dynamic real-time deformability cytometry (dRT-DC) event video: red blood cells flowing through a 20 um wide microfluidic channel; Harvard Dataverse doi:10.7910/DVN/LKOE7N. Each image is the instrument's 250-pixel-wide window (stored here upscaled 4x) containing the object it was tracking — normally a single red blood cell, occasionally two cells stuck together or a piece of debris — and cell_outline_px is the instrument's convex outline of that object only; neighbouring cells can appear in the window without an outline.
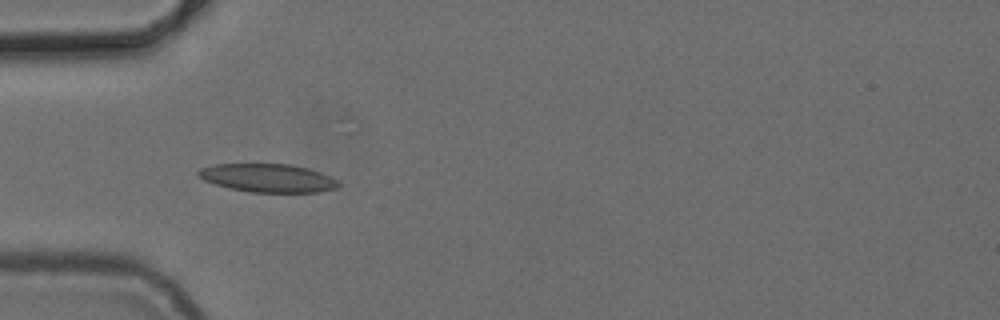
{"species": "common noctule bat (a hibernating species)", "species_latin": "Nyctalus noctula", "temperature_condition": "cold", "stored_images_in_passage": 5, "camera_frame_rate_fps": 3000, "um_per_image_px": 0.085, "animal": {"sex": "female", "body_mass_g": 24.6, "forearm_length_mm": 56.2}, "frame": {"image": 1, "passage_image": 4, "time_ms": 3.667, "image_size_px": [1000, 320], "cell_outline_px": [[340, 184], [336, 188], [316, 192], [248, 192], [228, 188], [204, 180], [196, 176], [196, 172], [200, 168], [212, 164], [288, 164], [308, 168], [320, 172], [336, 180]], "centroid_in_image_um": [22.7, 15.12], "position_along_channel_um": 62.3, "area_um2": 23.12}}
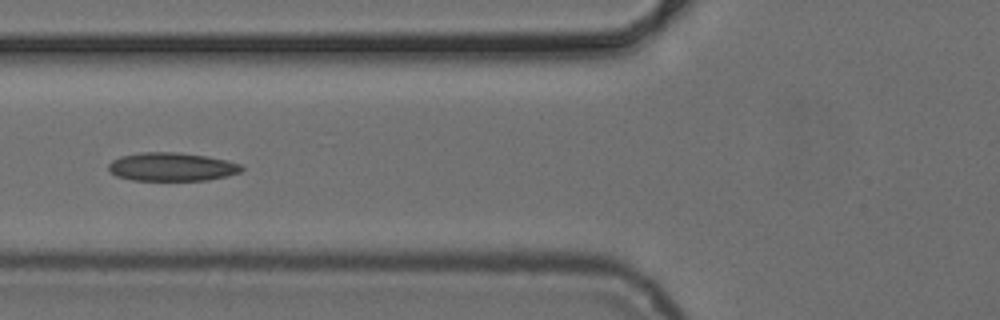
{"frame": {"image": 2, "passage_image": 5, "time_ms": 5.0, "image_size_px": [1000, 320], "cell_outline_px": [[244, 168], [240, 172], [228, 176], [208, 180], [132, 180], [116, 176], [108, 168], [108, 164], [112, 160], [120, 156], [140, 152], [180, 152], [208, 156], [228, 160], [240, 164]], "centroid_in_image_um": [14.62, 14.17], "position_along_channel_um": 111.2, "area_um2": 22.25}}